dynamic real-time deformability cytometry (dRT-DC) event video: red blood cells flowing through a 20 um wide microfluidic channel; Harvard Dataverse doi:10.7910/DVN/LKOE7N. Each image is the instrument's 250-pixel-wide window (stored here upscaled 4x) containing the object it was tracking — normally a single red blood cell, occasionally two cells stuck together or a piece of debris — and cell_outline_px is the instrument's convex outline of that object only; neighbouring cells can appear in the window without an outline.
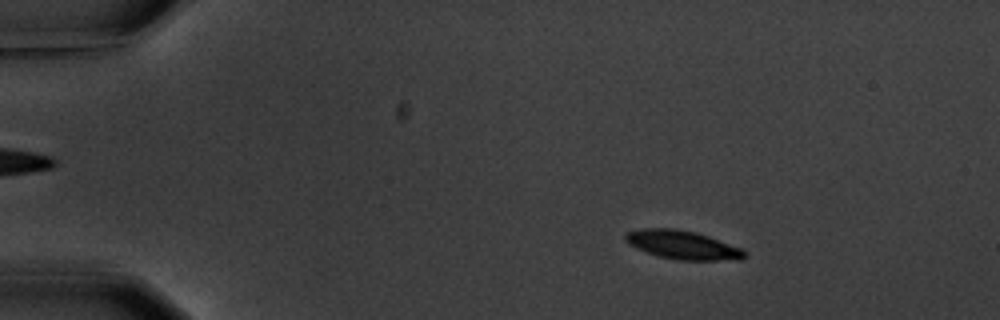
{"species": "common noctule bat (a hibernating species)", "species_latin": "Nyctalus noctula", "temperature_condition": "warm", "stored_images_in_passage": 9, "camera_frame_rate_fps": 3000, "um_per_image_px": 0.085, "animal": {"sex": "male", "body_mass_g": 20.1, "forearm_length_mm": 53.5}, "frame": {"image": 1, "passage_image": 5, "time_ms": 8.333, "image_size_px": [1000, 320], "cell_outline_px": [[744, 256], [740, 260], [680, 260], [660, 256], [636, 248], [628, 244], [624, 240], [624, 236], [628, 232], [644, 228], [676, 228], [696, 232], [744, 248]], "centroid_in_image_um": [58.03, 20.81], "position_along_channel_um": 27.0, "area_um2": 19.83}}
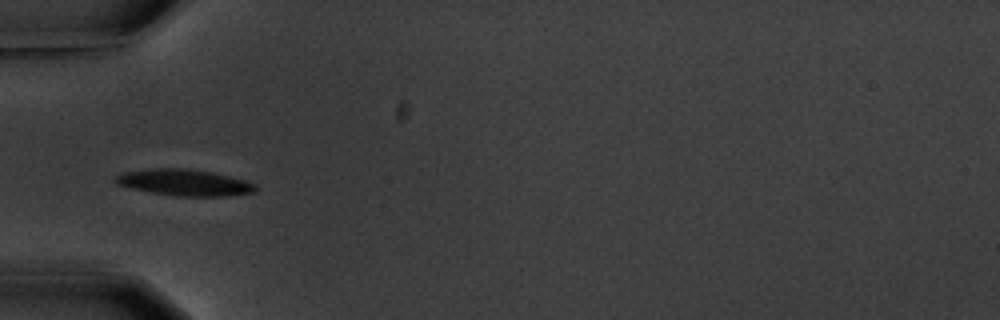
{"frame": {"image": 2, "passage_image": 8, "time_ms": 11.667, "image_size_px": [1000, 320], "cell_outline_px": [[256, 192], [228, 196], [176, 196], [152, 192], [132, 188], [116, 184], [112, 180], [120, 172], [152, 168], [188, 168], [212, 172], [244, 180], [256, 184]], "centroid_in_image_um": [15.65, 15.51], "position_along_channel_um": 69.4, "area_um2": 21.62}}
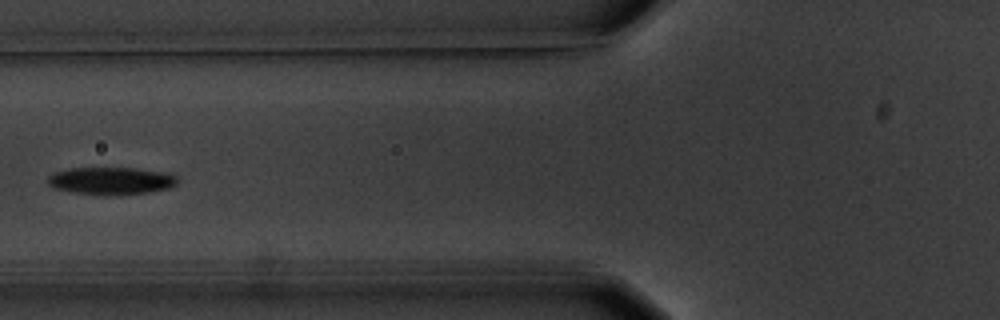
{"frame": {"image": 3, "passage_image": 9, "time_ms": 13.0, "image_size_px": [1000, 320], "cell_outline_px": [[176, 184], [168, 188], [148, 192], [108, 196], [104, 196], [72, 192], [52, 188], [48, 184], [48, 176], [52, 172], [72, 168], [136, 168], [172, 172], [176, 176]], "centroid_in_image_um": [9.43, 15.37], "position_along_channel_um": 116.4, "area_um2": 21.1}}